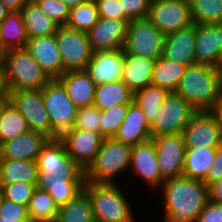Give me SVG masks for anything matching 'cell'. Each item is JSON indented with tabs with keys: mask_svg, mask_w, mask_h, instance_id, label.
Listing matches in <instances>:
<instances>
[{
	"mask_svg": "<svg viewBox=\"0 0 222 222\" xmlns=\"http://www.w3.org/2000/svg\"><path fill=\"white\" fill-rule=\"evenodd\" d=\"M36 165V187L48 191L58 206L69 202L83 189L84 170L67 154L59 138L50 139L41 149Z\"/></svg>",
	"mask_w": 222,
	"mask_h": 222,
	"instance_id": "cell-1",
	"label": "cell"
},
{
	"mask_svg": "<svg viewBox=\"0 0 222 222\" xmlns=\"http://www.w3.org/2000/svg\"><path fill=\"white\" fill-rule=\"evenodd\" d=\"M157 190L163 194V222H195L209 201L208 186L200 179H165Z\"/></svg>",
	"mask_w": 222,
	"mask_h": 222,
	"instance_id": "cell-2",
	"label": "cell"
},
{
	"mask_svg": "<svg viewBox=\"0 0 222 222\" xmlns=\"http://www.w3.org/2000/svg\"><path fill=\"white\" fill-rule=\"evenodd\" d=\"M175 93L196 111H209L221 95L218 68L198 63L188 65Z\"/></svg>",
	"mask_w": 222,
	"mask_h": 222,
	"instance_id": "cell-3",
	"label": "cell"
},
{
	"mask_svg": "<svg viewBox=\"0 0 222 222\" xmlns=\"http://www.w3.org/2000/svg\"><path fill=\"white\" fill-rule=\"evenodd\" d=\"M0 62L6 91L42 89L51 80L27 48L5 51Z\"/></svg>",
	"mask_w": 222,
	"mask_h": 222,
	"instance_id": "cell-4",
	"label": "cell"
},
{
	"mask_svg": "<svg viewBox=\"0 0 222 222\" xmlns=\"http://www.w3.org/2000/svg\"><path fill=\"white\" fill-rule=\"evenodd\" d=\"M83 188L88 192L95 222H135L127 194L117 183L85 181Z\"/></svg>",
	"mask_w": 222,
	"mask_h": 222,
	"instance_id": "cell-5",
	"label": "cell"
},
{
	"mask_svg": "<svg viewBox=\"0 0 222 222\" xmlns=\"http://www.w3.org/2000/svg\"><path fill=\"white\" fill-rule=\"evenodd\" d=\"M132 146L112 138H104L95 159L84 171L85 181L116 184V177L129 171Z\"/></svg>",
	"mask_w": 222,
	"mask_h": 222,
	"instance_id": "cell-6",
	"label": "cell"
},
{
	"mask_svg": "<svg viewBox=\"0 0 222 222\" xmlns=\"http://www.w3.org/2000/svg\"><path fill=\"white\" fill-rule=\"evenodd\" d=\"M41 90L52 127V139H57L65 131L72 129L78 108L69 99L64 86L57 78L51 79Z\"/></svg>",
	"mask_w": 222,
	"mask_h": 222,
	"instance_id": "cell-7",
	"label": "cell"
},
{
	"mask_svg": "<svg viewBox=\"0 0 222 222\" xmlns=\"http://www.w3.org/2000/svg\"><path fill=\"white\" fill-rule=\"evenodd\" d=\"M164 38L148 18L130 20L122 49L125 54L156 60L163 55Z\"/></svg>",
	"mask_w": 222,
	"mask_h": 222,
	"instance_id": "cell-8",
	"label": "cell"
},
{
	"mask_svg": "<svg viewBox=\"0 0 222 222\" xmlns=\"http://www.w3.org/2000/svg\"><path fill=\"white\" fill-rule=\"evenodd\" d=\"M196 110L175 92H169L150 125L151 137L182 133Z\"/></svg>",
	"mask_w": 222,
	"mask_h": 222,
	"instance_id": "cell-9",
	"label": "cell"
},
{
	"mask_svg": "<svg viewBox=\"0 0 222 222\" xmlns=\"http://www.w3.org/2000/svg\"><path fill=\"white\" fill-rule=\"evenodd\" d=\"M8 101L23 115L30 131H37L52 139V127L45 109L42 90L6 91Z\"/></svg>",
	"mask_w": 222,
	"mask_h": 222,
	"instance_id": "cell-10",
	"label": "cell"
},
{
	"mask_svg": "<svg viewBox=\"0 0 222 222\" xmlns=\"http://www.w3.org/2000/svg\"><path fill=\"white\" fill-rule=\"evenodd\" d=\"M55 37L64 70H85L93 53L87 33L59 26Z\"/></svg>",
	"mask_w": 222,
	"mask_h": 222,
	"instance_id": "cell-11",
	"label": "cell"
},
{
	"mask_svg": "<svg viewBox=\"0 0 222 222\" xmlns=\"http://www.w3.org/2000/svg\"><path fill=\"white\" fill-rule=\"evenodd\" d=\"M148 19L164 35L193 24L189 0L151 1Z\"/></svg>",
	"mask_w": 222,
	"mask_h": 222,
	"instance_id": "cell-12",
	"label": "cell"
},
{
	"mask_svg": "<svg viewBox=\"0 0 222 222\" xmlns=\"http://www.w3.org/2000/svg\"><path fill=\"white\" fill-rule=\"evenodd\" d=\"M162 178H177L182 176L186 152L182 133L162 135L152 138Z\"/></svg>",
	"mask_w": 222,
	"mask_h": 222,
	"instance_id": "cell-13",
	"label": "cell"
},
{
	"mask_svg": "<svg viewBox=\"0 0 222 222\" xmlns=\"http://www.w3.org/2000/svg\"><path fill=\"white\" fill-rule=\"evenodd\" d=\"M59 139L64 143L67 154L85 171L95 159L104 137L90 130L72 128Z\"/></svg>",
	"mask_w": 222,
	"mask_h": 222,
	"instance_id": "cell-14",
	"label": "cell"
},
{
	"mask_svg": "<svg viewBox=\"0 0 222 222\" xmlns=\"http://www.w3.org/2000/svg\"><path fill=\"white\" fill-rule=\"evenodd\" d=\"M131 176L141 179L146 185L157 191L164 181L158 165L156 149L153 139L132 146ZM132 171V172H131Z\"/></svg>",
	"mask_w": 222,
	"mask_h": 222,
	"instance_id": "cell-15",
	"label": "cell"
},
{
	"mask_svg": "<svg viewBox=\"0 0 222 222\" xmlns=\"http://www.w3.org/2000/svg\"><path fill=\"white\" fill-rule=\"evenodd\" d=\"M182 135L186 148L218 147L222 144L220 128L209 111H196Z\"/></svg>",
	"mask_w": 222,
	"mask_h": 222,
	"instance_id": "cell-16",
	"label": "cell"
},
{
	"mask_svg": "<svg viewBox=\"0 0 222 222\" xmlns=\"http://www.w3.org/2000/svg\"><path fill=\"white\" fill-rule=\"evenodd\" d=\"M125 53L122 48L92 53L85 71L96 85L122 81Z\"/></svg>",
	"mask_w": 222,
	"mask_h": 222,
	"instance_id": "cell-17",
	"label": "cell"
},
{
	"mask_svg": "<svg viewBox=\"0 0 222 222\" xmlns=\"http://www.w3.org/2000/svg\"><path fill=\"white\" fill-rule=\"evenodd\" d=\"M195 61L217 68L222 64V24H196Z\"/></svg>",
	"mask_w": 222,
	"mask_h": 222,
	"instance_id": "cell-18",
	"label": "cell"
},
{
	"mask_svg": "<svg viewBox=\"0 0 222 222\" xmlns=\"http://www.w3.org/2000/svg\"><path fill=\"white\" fill-rule=\"evenodd\" d=\"M130 20L99 18L87 32L93 52L116 50L123 47Z\"/></svg>",
	"mask_w": 222,
	"mask_h": 222,
	"instance_id": "cell-19",
	"label": "cell"
},
{
	"mask_svg": "<svg viewBox=\"0 0 222 222\" xmlns=\"http://www.w3.org/2000/svg\"><path fill=\"white\" fill-rule=\"evenodd\" d=\"M196 24L165 35L163 56L182 65L195 64Z\"/></svg>",
	"mask_w": 222,
	"mask_h": 222,
	"instance_id": "cell-20",
	"label": "cell"
},
{
	"mask_svg": "<svg viewBox=\"0 0 222 222\" xmlns=\"http://www.w3.org/2000/svg\"><path fill=\"white\" fill-rule=\"evenodd\" d=\"M50 140L37 131H28L0 145V159L34 161L41 149Z\"/></svg>",
	"mask_w": 222,
	"mask_h": 222,
	"instance_id": "cell-21",
	"label": "cell"
},
{
	"mask_svg": "<svg viewBox=\"0 0 222 222\" xmlns=\"http://www.w3.org/2000/svg\"><path fill=\"white\" fill-rule=\"evenodd\" d=\"M26 48L51 79L65 72L55 34L30 38Z\"/></svg>",
	"mask_w": 222,
	"mask_h": 222,
	"instance_id": "cell-22",
	"label": "cell"
},
{
	"mask_svg": "<svg viewBox=\"0 0 222 222\" xmlns=\"http://www.w3.org/2000/svg\"><path fill=\"white\" fill-rule=\"evenodd\" d=\"M57 79L62 83L69 99L77 108L93 105L96 84L85 70L65 71Z\"/></svg>",
	"mask_w": 222,
	"mask_h": 222,
	"instance_id": "cell-23",
	"label": "cell"
},
{
	"mask_svg": "<svg viewBox=\"0 0 222 222\" xmlns=\"http://www.w3.org/2000/svg\"><path fill=\"white\" fill-rule=\"evenodd\" d=\"M114 138L131 146L152 139L144 111L135 101L129 104L127 114Z\"/></svg>",
	"mask_w": 222,
	"mask_h": 222,
	"instance_id": "cell-24",
	"label": "cell"
},
{
	"mask_svg": "<svg viewBox=\"0 0 222 222\" xmlns=\"http://www.w3.org/2000/svg\"><path fill=\"white\" fill-rule=\"evenodd\" d=\"M155 60L125 54V66L122 81L135 93L152 85V71Z\"/></svg>",
	"mask_w": 222,
	"mask_h": 222,
	"instance_id": "cell-25",
	"label": "cell"
},
{
	"mask_svg": "<svg viewBox=\"0 0 222 222\" xmlns=\"http://www.w3.org/2000/svg\"><path fill=\"white\" fill-rule=\"evenodd\" d=\"M28 37L20 11H9L0 23V44L5 52L10 49L26 48Z\"/></svg>",
	"mask_w": 222,
	"mask_h": 222,
	"instance_id": "cell-26",
	"label": "cell"
},
{
	"mask_svg": "<svg viewBox=\"0 0 222 222\" xmlns=\"http://www.w3.org/2000/svg\"><path fill=\"white\" fill-rule=\"evenodd\" d=\"M20 12L28 39L54 35L59 27L41 11L33 0L27 2Z\"/></svg>",
	"mask_w": 222,
	"mask_h": 222,
	"instance_id": "cell-27",
	"label": "cell"
},
{
	"mask_svg": "<svg viewBox=\"0 0 222 222\" xmlns=\"http://www.w3.org/2000/svg\"><path fill=\"white\" fill-rule=\"evenodd\" d=\"M217 147L186 148L182 176L204 180L210 170Z\"/></svg>",
	"mask_w": 222,
	"mask_h": 222,
	"instance_id": "cell-28",
	"label": "cell"
},
{
	"mask_svg": "<svg viewBox=\"0 0 222 222\" xmlns=\"http://www.w3.org/2000/svg\"><path fill=\"white\" fill-rule=\"evenodd\" d=\"M133 101L134 93L123 81L96 85L93 105L100 110H107L118 104H130Z\"/></svg>",
	"mask_w": 222,
	"mask_h": 222,
	"instance_id": "cell-29",
	"label": "cell"
},
{
	"mask_svg": "<svg viewBox=\"0 0 222 222\" xmlns=\"http://www.w3.org/2000/svg\"><path fill=\"white\" fill-rule=\"evenodd\" d=\"M37 177L34 161L0 159V185L18 181L37 184Z\"/></svg>",
	"mask_w": 222,
	"mask_h": 222,
	"instance_id": "cell-30",
	"label": "cell"
},
{
	"mask_svg": "<svg viewBox=\"0 0 222 222\" xmlns=\"http://www.w3.org/2000/svg\"><path fill=\"white\" fill-rule=\"evenodd\" d=\"M186 68L187 65L173 62L162 55L154 62L152 85L175 92Z\"/></svg>",
	"mask_w": 222,
	"mask_h": 222,
	"instance_id": "cell-31",
	"label": "cell"
},
{
	"mask_svg": "<svg viewBox=\"0 0 222 222\" xmlns=\"http://www.w3.org/2000/svg\"><path fill=\"white\" fill-rule=\"evenodd\" d=\"M56 222H95L90 198L84 188L69 202L59 206Z\"/></svg>",
	"mask_w": 222,
	"mask_h": 222,
	"instance_id": "cell-32",
	"label": "cell"
},
{
	"mask_svg": "<svg viewBox=\"0 0 222 222\" xmlns=\"http://www.w3.org/2000/svg\"><path fill=\"white\" fill-rule=\"evenodd\" d=\"M27 208L31 220L56 222L58 217L59 206L45 189L36 187Z\"/></svg>",
	"mask_w": 222,
	"mask_h": 222,
	"instance_id": "cell-33",
	"label": "cell"
},
{
	"mask_svg": "<svg viewBox=\"0 0 222 222\" xmlns=\"http://www.w3.org/2000/svg\"><path fill=\"white\" fill-rule=\"evenodd\" d=\"M169 91L154 85L146 86L134 93V101L144 111L145 120L149 125L153 123L156 113L164 102Z\"/></svg>",
	"mask_w": 222,
	"mask_h": 222,
	"instance_id": "cell-34",
	"label": "cell"
},
{
	"mask_svg": "<svg viewBox=\"0 0 222 222\" xmlns=\"http://www.w3.org/2000/svg\"><path fill=\"white\" fill-rule=\"evenodd\" d=\"M29 131L23 115L8 102L0 116V145Z\"/></svg>",
	"mask_w": 222,
	"mask_h": 222,
	"instance_id": "cell-35",
	"label": "cell"
},
{
	"mask_svg": "<svg viewBox=\"0 0 222 222\" xmlns=\"http://www.w3.org/2000/svg\"><path fill=\"white\" fill-rule=\"evenodd\" d=\"M99 12L94 0H88L70 8L65 27L87 33L99 20Z\"/></svg>",
	"mask_w": 222,
	"mask_h": 222,
	"instance_id": "cell-36",
	"label": "cell"
},
{
	"mask_svg": "<svg viewBox=\"0 0 222 222\" xmlns=\"http://www.w3.org/2000/svg\"><path fill=\"white\" fill-rule=\"evenodd\" d=\"M194 24H222V0H189Z\"/></svg>",
	"mask_w": 222,
	"mask_h": 222,
	"instance_id": "cell-37",
	"label": "cell"
},
{
	"mask_svg": "<svg viewBox=\"0 0 222 222\" xmlns=\"http://www.w3.org/2000/svg\"><path fill=\"white\" fill-rule=\"evenodd\" d=\"M129 104H118L107 110H100V134L104 138H112L117 134L123 122Z\"/></svg>",
	"mask_w": 222,
	"mask_h": 222,
	"instance_id": "cell-38",
	"label": "cell"
},
{
	"mask_svg": "<svg viewBox=\"0 0 222 222\" xmlns=\"http://www.w3.org/2000/svg\"><path fill=\"white\" fill-rule=\"evenodd\" d=\"M0 189L4 199L28 206L33 192L36 189V184L18 181L1 185Z\"/></svg>",
	"mask_w": 222,
	"mask_h": 222,
	"instance_id": "cell-39",
	"label": "cell"
},
{
	"mask_svg": "<svg viewBox=\"0 0 222 222\" xmlns=\"http://www.w3.org/2000/svg\"><path fill=\"white\" fill-rule=\"evenodd\" d=\"M41 11L59 26H65L70 8L61 0H33Z\"/></svg>",
	"mask_w": 222,
	"mask_h": 222,
	"instance_id": "cell-40",
	"label": "cell"
},
{
	"mask_svg": "<svg viewBox=\"0 0 222 222\" xmlns=\"http://www.w3.org/2000/svg\"><path fill=\"white\" fill-rule=\"evenodd\" d=\"M100 109L95 105L78 108L72 128L100 133Z\"/></svg>",
	"mask_w": 222,
	"mask_h": 222,
	"instance_id": "cell-41",
	"label": "cell"
},
{
	"mask_svg": "<svg viewBox=\"0 0 222 222\" xmlns=\"http://www.w3.org/2000/svg\"><path fill=\"white\" fill-rule=\"evenodd\" d=\"M29 219L26 205L2 198L0 203V222H26Z\"/></svg>",
	"mask_w": 222,
	"mask_h": 222,
	"instance_id": "cell-42",
	"label": "cell"
},
{
	"mask_svg": "<svg viewBox=\"0 0 222 222\" xmlns=\"http://www.w3.org/2000/svg\"><path fill=\"white\" fill-rule=\"evenodd\" d=\"M121 10L130 20L148 18L151 0H119Z\"/></svg>",
	"mask_w": 222,
	"mask_h": 222,
	"instance_id": "cell-43",
	"label": "cell"
},
{
	"mask_svg": "<svg viewBox=\"0 0 222 222\" xmlns=\"http://www.w3.org/2000/svg\"><path fill=\"white\" fill-rule=\"evenodd\" d=\"M99 12L100 18L130 20L121 10V1L119 0H94Z\"/></svg>",
	"mask_w": 222,
	"mask_h": 222,
	"instance_id": "cell-44",
	"label": "cell"
},
{
	"mask_svg": "<svg viewBox=\"0 0 222 222\" xmlns=\"http://www.w3.org/2000/svg\"><path fill=\"white\" fill-rule=\"evenodd\" d=\"M195 222H222V203L208 201Z\"/></svg>",
	"mask_w": 222,
	"mask_h": 222,
	"instance_id": "cell-45",
	"label": "cell"
},
{
	"mask_svg": "<svg viewBox=\"0 0 222 222\" xmlns=\"http://www.w3.org/2000/svg\"><path fill=\"white\" fill-rule=\"evenodd\" d=\"M222 177V144L217 147L213 164L208 171L206 178L203 180L206 185L215 182Z\"/></svg>",
	"mask_w": 222,
	"mask_h": 222,
	"instance_id": "cell-46",
	"label": "cell"
},
{
	"mask_svg": "<svg viewBox=\"0 0 222 222\" xmlns=\"http://www.w3.org/2000/svg\"><path fill=\"white\" fill-rule=\"evenodd\" d=\"M209 201L222 203V177L208 185Z\"/></svg>",
	"mask_w": 222,
	"mask_h": 222,
	"instance_id": "cell-47",
	"label": "cell"
},
{
	"mask_svg": "<svg viewBox=\"0 0 222 222\" xmlns=\"http://www.w3.org/2000/svg\"><path fill=\"white\" fill-rule=\"evenodd\" d=\"M209 112L216 119L217 125L219 126L222 135V94L212 106V108L209 110Z\"/></svg>",
	"mask_w": 222,
	"mask_h": 222,
	"instance_id": "cell-48",
	"label": "cell"
},
{
	"mask_svg": "<svg viewBox=\"0 0 222 222\" xmlns=\"http://www.w3.org/2000/svg\"><path fill=\"white\" fill-rule=\"evenodd\" d=\"M9 11H21L30 0H1Z\"/></svg>",
	"mask_w": 222,
	"mask_h": 222,
	"instance_id": "cell-49",
	"label": "cell"
},
{
	"mask_svg": "<svg viewBox=\"0 0 222 222\" xmlns=\"http://www.w3.org/2000/svg\"><path fill=\"white\" fill-rule=\"evenodd\" d=\"M6 93L5 85H4V76H3V68L0 62V98Z\"/></svg>",
	"mask_w": 222,
	"mask_h": 222,
	"instance_id": "cell-50",
	"label": "cell"
},
{
	"mask_svg": "<svg viewBox=\"0 0 222 222\" xmlns=\"http://www.w3.org/2000/svg\"><path fill=\"white\" fill-rule=\"evenodd\" d=\"M61 1L65 3L69 8H72L79 4L85 3L88 0H61Z\"/></svg>",
	"mask_w": 222,
	"mask_h": 222,
	"instance_id": "cell-51",
	"label": "cell"
},
{
	"mask_svg": "<svg viewBox=\"0 0 222 222\" xmlns=\"http://www.w3.org/2000/svg\"><path fill=\"white\" fill-rule=\"evenodd\" d=\"M9 10L6 8L4 3L0 0V23L3 21Z\"/></svg>",
	"mask_w": 222,
	"mask_h": 222,
	"instance_id": "cell-52",
	"label": "cell"
},
{
	"mask_svg": "<svg viewBox=\"0 0 222 222\" xmlns=\"http://www.w3.org/2000/svg\"><path fill=\"white\" fill-rule=\"evenodd\" d=\"M8 95L7 92L0 98V116L4 109V106L8 103Z\"/></svg>",
	"mask_w": 222,
	"mask_h": 222,
	"instance_id": "cell-53",
	"label": "cell"
},
{
	"mask_svg": "<svg viewBox=\"0 0 222 222\" xmlns=\"http://www.w3.org/2000/svg\"><path fill=\"white\" fill-rule=\"evenodd\" d=\"M219 70V76H220V91L222 94V64L218 67Z\"/></svg>",
	"mask_w": 222,
	"mask_h": 222,
	"instance_id": "cell-54",
	"label": "cell"
},
{
	"mask_svg": "<svg viewBox=\"0 0 222 222\" xmlns=\"http://www.w3.org/2000/svg\"><path fill=\"white\" fill-rule=\"evenodd\" d=\"M3 53H4V51L2 50L1 44H0V61H1V59H2Z\"/></svg>",
	"mask_w": 222,
	"mask_h": 222,
	"instance_id": "cell-55",
	"label": "cell"
},
{
	"mask_svg": "<svg viewBox=\"0 0 222 222\" xmlns=\"http://www.w3.org/2000/svg\"><path fill=\"white\" fill-rule=\"evenodd\" d=\"M26 222H45V221H38V220H31V219H29V220L26 221Z\"/></svg>",
	"mask_w": 222,
	"mask_h": 222,
	"instance_id": "cell-56",
	"label": "cell"
},
{
	"mask_svg": "<svg viewBox=\"0 0 222 222\" xmlns=\"http://www.w3.org/2000/svg\"><path fill=\"white\" fill-rule=\"evenodd\" d=\"M2 191H1V189H0V203H1V201H2Z\"/></svg>",
	"mask_w": 222,
	"mask_h": 222,
	"instance_id": "cell-57",
	"label": "cell"
}]
</instances>
